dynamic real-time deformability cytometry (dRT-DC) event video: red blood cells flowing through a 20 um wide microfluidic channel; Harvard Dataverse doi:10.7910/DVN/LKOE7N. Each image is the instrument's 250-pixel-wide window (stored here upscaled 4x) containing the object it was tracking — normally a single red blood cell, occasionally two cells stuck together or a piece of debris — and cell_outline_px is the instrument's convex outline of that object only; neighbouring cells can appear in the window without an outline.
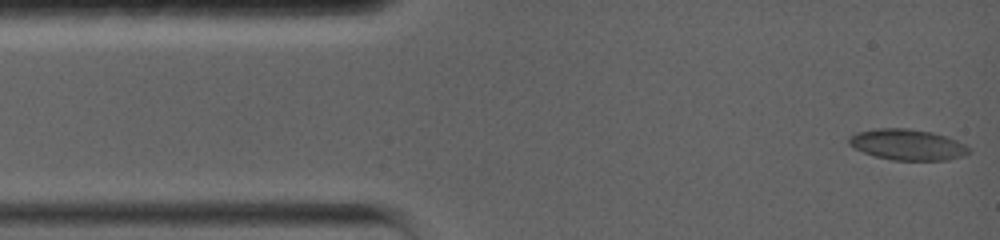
{"species": "common noctule bat (a hibernating species)", "species_latin": "Nyctalus noctula", "temperature_condition": "warm", "stored_images_in_passage": 87, "camera_frame_rate_fps": 5000, "um_per_image_px": 0.085, "animal": {"sex": "female", "body_mass_g": 19.0, "forearm_length_mm": 56.7}, "frame": {"image": 1, "passage_image": 1, "time_ms": 0.0, "image_size_px": [1000, 240], "cell_outline_px": [[972, 152], [964, 156], [948, 160], [892, 160], [876, 156], [864, 152], [848, 144], [848, 136], [856, 132], [876, 128], [908, 128], [932, 132], [948, 136], [964, 144]], "centroid_in_image_um": [77.15, 12.29], "position_along_channel_um": 7.9, "area_um2": 21.73}}
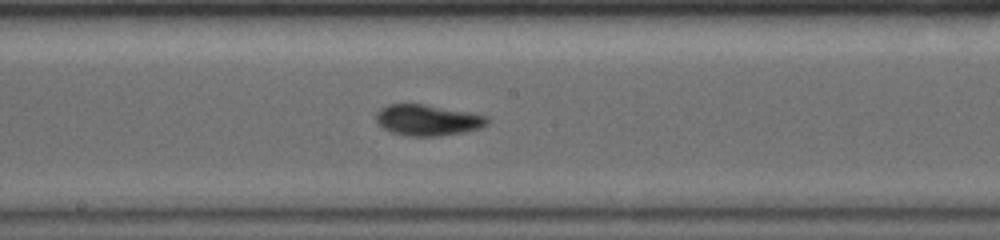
{"frame": {"image": 2, "passage_image": 38, "time_ms": 7.4, "image_size_px": [1000, 240], "cell_outline_px": [[488, 124], [480, 128], [440, 136], [408, 136], [392, 132], [384, 128], [376, 120], [376, 112], [380, 108], [388, 104], [424, 104], [484, 116], [488, 120]], "centroid_in_image_um": [36.28, 10.21], "position_along_channel_um": 211.9, "area_um2": 19.59}}
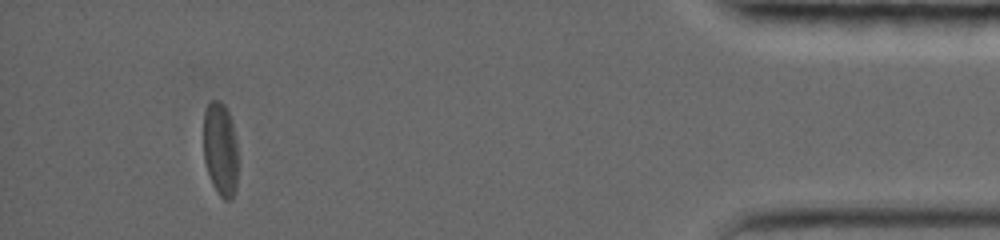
{"frame": {"image": 3, "passage_image": 75, "time_ms": 14.8, "image_size_px": [1000, 240], "cell_outline_px": [[236, 176], [232, 196], [228, 200], [216, 188], [212, 180], [208, 168], [204, 152], [204, 116], [208, 104], [212, 100], [216, 100], [224, 108], [228, 116], [236, 160]], "centroid_in_image_um": [18.67, 12.65], "position_along_channel_um": 416.5, "area_um2": 16.65}, "authors_computed_cell_mechanics": {"area_um2": 17.9758, "velocity_mm_per_s": 3.7588, "shape_relaxation_time_tau1_ms": 8.0106, "shape_relaxation_time_tau2_ms": 3.2367, "deformation_change_tau1": 0.2141, "deformation_change_tau2": 0.0878}}